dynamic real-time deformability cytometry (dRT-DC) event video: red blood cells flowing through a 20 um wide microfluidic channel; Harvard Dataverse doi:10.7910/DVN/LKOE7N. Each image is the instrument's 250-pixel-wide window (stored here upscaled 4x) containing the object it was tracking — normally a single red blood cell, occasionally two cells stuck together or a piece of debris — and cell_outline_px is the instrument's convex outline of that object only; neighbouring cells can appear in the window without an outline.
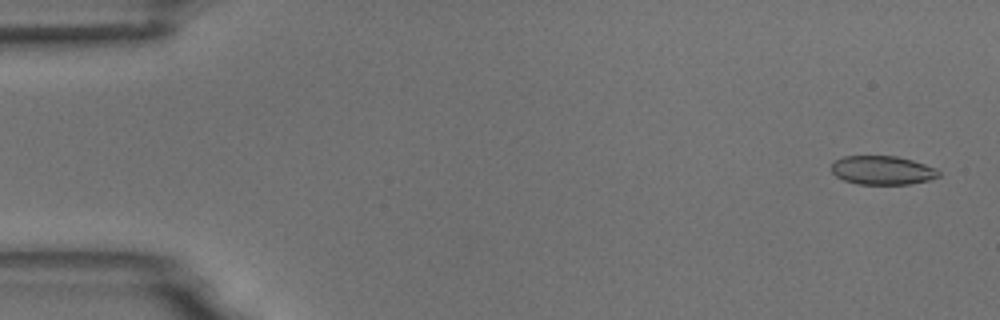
{"species": "common noctule bat (a hibernating species)", "species_latin": "Nyctalus noctula", "temperature_condition": "room temperature", "stored_images_in_passage": 5, "camera_frame_rate_fps": 3000, "um_per_image_px": 0.085, "animal": {"sex": "male", "body_mass_g": 18.8}, "frame": {"image": 1, "passage_image": 1, "time_ms": 0.0, "image_size_px": [1000, 320], "cell_outline_px": [[940, 176], [928, 180], [908, 184], [856, 184], [844, 180], [836, 176], [832, 172], [832, 164], [836, 160], [844, 156], [896, 156], [912, 160], [936, 168], [940, 172]], "centroid_in_image_um": [75.0, 14.47], "position_along_channel_um": 10.0, "area_um2": 17.92}}
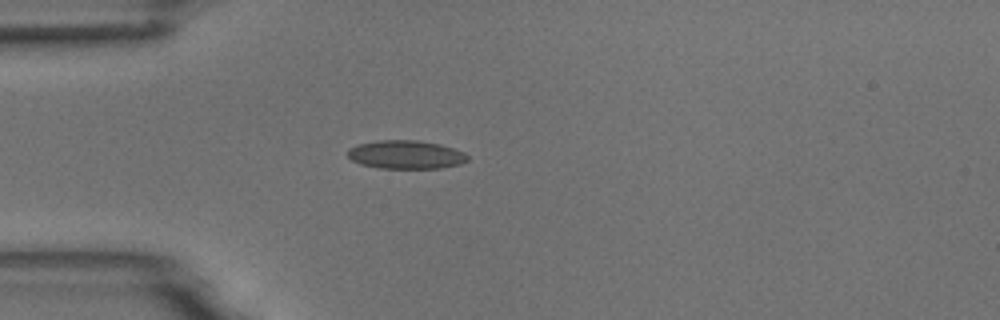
{"frame": {"image": 2, "passage_image": 4, "time_ms": 1.0, "image_size_px": [1000, 320], "cell_outline_px": [[468, 160], [460, 164], [440, 168], [380, 168], [360, 164], [352, 160], [348, 156], [348, 148], [360, 144], [380, 140], [420, 140], [440, 144], [464, 152], [468, 156]], "centroid_in_image_um": [34.51, 13.14], "position_along_channel_um": 50.5, "area_um2": 19.83}}